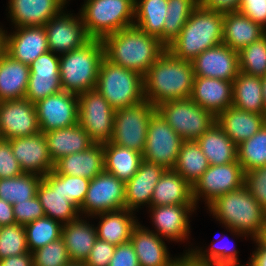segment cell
I'll return each instance as SVG.
<instances>
[{
	"label": "cell",
	"mask_w": 266,
	"mask_h": 266,
	"mask_svg": "<svg viewBox=\"0 0 266 266\" xmlns=\"http://www.w3.org/2000/svg\"><path fill=\"white\" fill-rule=\"evenodd\" d=\"M30 252L25 226L19 224L0 227V259Z\"/></svg>",
	"instance_id": "46"
},
{
	"label": "cell",
	"mask_w": 266,
	"mask_h": 266,
	"mask_svg": "<svg viewBox=\"0 0 266 266\" xmlns=\"http://www.w3.org/2000/svg\"><path fill=\"white\" fill-rule=\"evenodd\" d=\"M95 89L115 110L145 100L143 75L112 63L105 56L99 66Z\"/></svg>",
	"instance_id": "6"
},
{
	"label": "cell",
	"mask_w": 266,
	"mask_h": 266,
	"mask_svg": "<svg viewBox=\"0 0 266 266\" xmlns=\"http://www.w3.org/2000/svg\"><path fill=\"white\" fill-rule=\"evenodd\" d=\"M216 123L238 146L262 128L266 123V114L248 112L230 106L216 116Z\"/></svg>",
	"instance_id": "27"
},
{
	"label": "cell",
	"mask_w": 266,
	"mask_h": 266,
	"mask_svg": "<svg viewBox=\"0 0 266 266\" xmlns=\"http://www.w3.org/2000/svg\"><path fill=\"white\" fill-rule=\"evenodd\" d=\"M266 34V29L239 11L224 13L222 43L239 52Z\"/></svg>",
	"instance_id": "29"
},
{
	"label": "cell",
	"mask_w": 266,
	"mask_h": 266,
	"mask_svg": "<svg viewBox=\"0 0 266 266\" xmlns=\"http://www.w3.org/2000/svg\"><path fill=\"white\" fill-rule=\"evenodd\" d=\"M0 266H33L32 253L27 252L0 259Z\"/></svg>",
	"instance_id": "56"
},
{
	"label": "cell",
	"mask_w": 266,
	"mask_h": 266,
	"mask_svg": "<svg viewBox=\"0 0 266 266\" xmlns=\"http://www.w3.org/2000/svg\"><path fill=\"white\" fill-rule=\"evenodd\" d=\"M30 77L25 94L31 103L62 91L59 74V55L48 51L30 65Z\"/></svg>",
	"instance_id": "18"
},
{
	"label": "cell",
	"mask_w": 266,
	"mask_h": 266,
	"mask_svg": "<svg viewBox=\"0 0 266 266\" xmlns=\"http://www.w3.org/2000/svg\"><path fill=\"white\" fill-rule=\"evenodd\" d=\"M33 266H67L72 263L61 238L32 252Z\"/></svg>",
	"instance_id": "47"
},
{
	"label": "cell",
	"mask_w": 266,
	"mask_h": 266,
	"mask_svg": "<svg viewBox=\"0 0 266 266\" xmlns=\"http://www.w3.org/2000/svg\"><path fill=\"white\" fill-rule=\"evenodd\" d=\"M174 266H213L208 263L198 262L190 253H185L181 257H178Z\"/></svg>",
	"instance_id": "59"
},
{
	"label": "cell",
	"mask_w": 266,
	"mask_h": 266,
	"mask_svg": "<svg viewBox=\"0 0 266 266\" xmlns=\"http://www.w3.org/2000/svg\"><path fill=\"white\" fill-rule=\"evenodd\" d=\"M156 111L184 141H196L216 122L210 111L191 98L163 102L156 106Z\"/></svg>",
	"instance_id": "8"
},
{
	"label": "cell",
	"mask_w": 266,
	"mask_h": 266,
	"mask_svg": "<svg viewBox=\"0 0 266 266\" xmlns=\"http://www.w3.org/2000/svg\"><path fill=\"white\" fill-rule=\"evenodd\" d=\"M238 11L266 29V0H242Z\"/></svg>",
	"instance_id": "53"
},
{
	"label": "cell",
	"mask_w": 266,
	"mask_h": 266,
	"mask_svg": "<svg viewBox=\"0 0 266 266\" xmlns=\"http://www.w3.org/2000/svg\"><path fill=\"white\" fill-rule=\"evenodd\" d=\"M261 81H262L263 102H264L265 111H266V75L261 77Z\"/></svg>",
	"instance_id": "60"
},
{
	"label": "cell",
	"mask_w": 266,
	"mask_h": 266,
	"mask_svg": "<svg viewBox=\"0 0 266 266\" xmlns=\"http://www.w3.org/2000/svg\"><path fill=\"white\" fill-rule=\"evenodd\" d=\"M81 218L63 224L61 235L71 261L76 263L85 262L98 238L96 227Z\"/></svg>",
	"instance_id": "32"
},
{
	"label": "cell",
	"mask_w": 266,
	"mask_h": 266,
	"mask_svg": "<svg viewBox=\"0 0 266 266\" xmlns=\"http://www.w3.org/2000/svg\"><path fill=\"white\" fill-rule=\"evenodd\" d=\"M90 179L61 174V193L78 209L85 199Z\"/></svg>",
	"instance_id": "48"
},
{
	"label": "cell",
	"mask_w": 266,
	"mask_h": 266,
	"mask_svg": "<svg viewBox=\"0 0 266 266\" xmlns=\"http://www.w3.org/2000/svg\"><path fill=\"white\" fill-rule=\"evenodd\" d=\"M30 68L0 51V102L23 99L27 92Z\"/></svg>",
	"instance_id": "30"
},
{
	"label": "cell",
	"mask_w": 266,
	"mask_h": 266,
	"mask_svg": "<svg viewBox=\"0 0 266 266\" xmlns=\"http://www.w3.org/2000/svg\"><path fill=\"white\" fill-rule=\"evenodd\" d=\"M165 170L161 165L143 160L136 174L125 183V209L135 212L147 204L149 208L155 186Z\"/></svg>",
	"instance_id": "25"
},
{
	"label": "cell",
	"mask_w": 266,
	"mask_h": 266,
	"mask_svg": "<svg viewBox=\"0 0 266 266\" xmlns=\"http://www.w3.org/2000/svg\"><path fill=\"white\" fill-rule=\"evenodd\" d=\"M237 161L244 172L266 165V123L252 137L237 146Z\"/></svg>",
	"instance_id": "42"
},
{
	"label": "cell",
	"mask_w": 266,
	"mask_h": 266,
	"mask_svg": "<svg viewBox=\"0 0 266 266\" xmlns=\"http://www.w3.org/2000/svg\"><path fill=\"white\" fill-rule=\"evenodd\" d=\"M135 0H86L80 16L92 39L105 36L134 25Z\"/></svg>",
	"instance_id": "7"
},
{
	"label": "cell",
	"mask_w": 266,
	"mask_h": 266,
	"mask_svg": "<svg viewBox=\"0 0 266 266\" xmlns=\"http://www.w3.org/2000/svg\"><path fill=\"white\" fill-rule=\"evenodd\" d=\"M57 174L93 179L105 171L102 143H95L89 149L64 156L54 163Z\"/></svg>",
	"instance_id": "28"
},
{
	"label": "cell",
	"mask_w": 266,
	"mask_h": 266,
	"mask_svg": "<svg viewBox=\"0 0 266 266\" xmlns=\"http://www.w3.org/2000/svg\"><path fill=\"white\" fill-rule=\"evenodd\" d=\"M16 224L13 205L0 199V226Z\"/></svg>",
	"instance_id": "57"
},
{
	"label": "cell",
	"mask_w": 266,
	"mask_h": 266,
	"mask_svg": "<svg viewBox=\"0 0 266 266\" xmlns=\"http://www.w3.org/2000/svg\"><path fill=\"white\" fill-rule=\"evenodd\" d=\"M103 57L102 39H91L81 48L60 55L59 74L62 90L80 94L95 89Z\"/></svg>",
	"instance_id": "5"
},
{
	"label": "cell",
	"mask_w": 266,
	"mask_h": 266,
	"mask_svg": "<svg viewBox=\"0 0 266 266\" xmlns=\"http://www.w3.org/2000/svg\"><path fill=\"white\" fill-rule=\"evenodd\" d=\"M7 34L3 29L2 49L13 59L30 65L37 57L49 51L44 26L15 27Z\"/></svg>",
	"instance_id": "17"
},
{
	"label": "cell",
	"mask_w": 266,
	"mask_h": 266,
	"mask_svg": "<svg viewBox=\"0 0 266 266\" xmlns=\"http://www.w3.org/2000/svg\"><path fill=\"white\" fill-rule=\"evenodd\" d=\"M244 185L255 200L266 210V165L245 172Z\"/></svg>",
	"instance_id": "49"
},
{
	"label": "cell",
	"mask_w": 266,
	"mask_h": 266,
	"mask_svg": "<svg viewBox=\"0 0 266 266\" xmlns=\"http://www.w3.org/2000/svg\"><path fill=\"white\" fill-rule=\"evenodd\" d=\"M14 157L23 173H33L44 177L54 169L48 152L44 133L9 139Z\"/></svg>",
	"instance_id": "19"
},
{
	"label": "cell",
	"mask_w": 266,
	"mask_h": 266,
	"mask_svg": "<svg viewBox=\"0 0 266 266\" xmlns=\"http://www.w3.org/2000/svg\"><path fill=\"white\" fill-rule=\"evenodd\" d=\"M40 132L78 124V94L61 91L35 103Z\"/></svg>",
	"instance_id": "15"
},
{
	"label": "cell",
	"mask_w": 266,
	"mask_h": 266,
	"mask_svg": "<svg viewBox=\"0 0 266 266\" xmlns=\"http://www.w3.org/2000/svg\"><path fill=\"white\" fill-rule=\"evenodd\" d=\"M0 131L5 140L40 132L35 104L26 98L0 102Z\"/></svg>",
	"instance_id": "16"
},
{
	"label": "cell",
	"mask_w": 266,
	"mask_h": 266,
	"mask_svg": "<svg viewBox=\"0 0 266 266\" xmlns=\"http://www.w3.org/2000/svg\"><path fill=\"white\" fill-rule=\"evenodd\" d=\"M242 0H199V5L209 11L220 13L236 12Z\"/></svg>",
	"instance_id": "55"
},
{
	"label": "cell",
	"mask_w": 266,
	"mask_h": 266,
	"mask_svg": "<svg viewBox=\"0 0 266 266\" xmlns=\"http://www.w3.org/2000/svg\"><path fill=\"white\" fill-rule=\"evenodd\" d=\"M193 80L192 62L177 58L166 50L143 76L144 98L155 107L170 100L188 99Z\"/></svg>",
	"instance_id": "1"
},
{
	"label": "cell",
	"mask_w": 266,
	"mask_h": 266,
	"mask_svg": "<svg viewBox=\"0 0 266 266\" xmlns=\"http://www.w3.org/2000/svg\"><path fill=\"white\" fill-rule=\"evenodd\" d=\"M183 141L156 111L148 124L143 160L173 169Z\"/></svg>",
	"instance_id": "11"
},
{
	"label": "cell",
	"mask_w": 266,
	"mask_h": 266,
	"mask_svg": "<svg viewBox=\"0 0 266 266\" xmlns=\"http://www.w3.org/2000/svg\"><path fill=\"white\" fill-rule=\"evenodd\" d=\"M143 227L138 223L133 228L130 238L139 266H174L178 257H170L162 237Z\"/></svg>",
	"instance_id": "26"
},
{
	"label": "cell",
	"mask_w": 266,
	"mask_h": 266,
	"mask_svg": "<svg viewBox=\"0 0 266 266\" xmlns=\"http://www.w3.org/2000/svg\"><path fill=\"white\" fill-rule=\"evenodd\" d=\"M44 27L49 51L59 56L81 48L92 39L80 14L77 16L62 11L51 18Z\"/></svg>",
	"instance_id": "14"
},
{
	"label": "cell",
	"mask_w": 266,
	"mask_h": 266,
	"mask_svg": "<svg viewBox=\"0 0 266 266\" xmlns=\"http://www.w3.org/2000/svg\"><path fill=\"white\" fill-rule=\"evenodd\" d=\"M156 107L148 100L117 109L114 116L111 143L144 152L147 128Z\"/></svg>",
	"instance_id": "9"
},
{
	"label": "cell",
	"mask_w": 266,
	"mask_h": 266,
	"mask_svg": "<svg viewBox=\"0 0 266 266\" xmlns=\"http://www.w3.org/2000/svg\"><path fill=\"white\" fill-rule=\"evenodd\" d=\"M23 174L14 157L9 140H0V179L17 177Z\"/></svg>",
	"instance_id": "51"
},
{
	"label": "cell",
	"mask_w": 266,
	"mask_h": 266,
	"mask_svg": "<svg viewBox=\"0 0 266 266\" xmlns=\"http://www.w3.org/2000/svg\"><path fill=\"white\" fill-rule=\"evenodd\" d=\"M13 212L16 223L23 226L45 216L37 196L30 200L13 204Z\"/></svg>",
	"instance_id": "50"
},
{
	"label": "cell",
	"mask_w": 266,
	"mask_h": 266,
	"mask_svg": "<svg viewBox=\"0 0 266 266\" xmlns=\"http://www.w3.org/2000/svg\"><path fill=\"white\" fill-rule=\"evenodd\" d=\"M135 212L128 209L105 212L94 217H99L97 237L112 245H120L130 241L133 228L139 223L133 216Z\"/></svg>",
	"instance_id": "34"
},
{
	"label": "cell",
	"mask_w": 266,
	"mask_h": 266,
	"mask_svg": "<svg viewBox=\"0 0 266 266\" xmlns=\"http://www.w3.org/2000/svg\"><path fill=\"white\" fill-rule=\"evenodd\" d=\"M43 177L33 173L0 179V199L11 205L32 199L37 195V188Z\"/></svg>",
	"instance_id": "40"
},
{
	"label": "cell",
	"mask_w": 266,
	"mask_h": 266,
	"mask_svg": "<svg viewBox=\"0 0 266 266\" xmlns=\"http://www.w3.org/2000/svg\"><path fill=\"white\" fill-rule=\"evenodd\" d=\"M229 242L230 240L222 246L212 242L210 249H207L208 251L206 249L202 251V248L193 250L189 248L188 252L185 253H190L198 262L212 264L213 266L238 265L240 264L238 251Z\"/></svg>",
	"instance_id": "45"
},
{
	"label": "cell",
	"mask_w": 266,
	"mask_h": 266,
	"mask_svg": "<svg viewBox=\"0 0 266 266\" xmlns=\"http://www.w3.org/2000/svg\"><path fill=\"white\" fill-rule=\"evenodd\" d=\"M78 124L95 143L110 142L113 137L115 109L96 90L78 94Z\"/></svg>",
	"instance_id": "10"
},
{
	"label": "cell",
	"mask_w": 266,
	"mask_h": 266,
	"mask_svg": "<svg viewBox=\"0 0 266 266\" xmlns=\"http://www.w3.org/2000/svg\"><path fill=\"white\" fill-rule=\"evenodd\" d=\"M256 243V250L252 253L249 261L250 266H266V246L259 240H253Z\"/></svg>",
	"instance_id": "58"
},
{
	"label": "cell",
	"mask_w": 266,
	"mask_h": 266,
	"mask_svg": "<svg viewBox=\"0 0 266 266\" xmlns=\"http://www.w3.org/2000/svg\"><path fill=\"white\" fill-rule=\"evenodd\" d=\"M44 137L53 163L64 156L85 151L95 144L79 124L49 131L44 133Z\"/></svg>",
	"instance_id": "31"
},
{
	"label": "cell",
	"mask_w": 266,
	"mask_h": 266,
	"mask_svg": "<svg viewBox=\"0 0 266 266\" xmlns=\"http://www.w3.org/2000/svg\"><path fill=\"white\" fill-rule=\"evenodd\" d=\"M105 172L110 173L125 183L138 171L142 153L111 142L103 143Z\"/></svg>",
	"instance_id": "35"
},
{
	"label": "cell",
	"mask_w": 266,
	"mask_h": 266,
	"mask_svg": "<svg viewBox=\"0 0 266 266\" xmlns=\"http://www.w3.org/2000/svg\"><path fill=\"white\" fill-rule=\"evenodd\" d=\"M36 196L46 217L66 224L80 216L79 209L61 193V174L53 170L39 183Z\"/></svg>",
	"instance_id": "22"
},
{
	"label": "cell",
	"mask_w": 266,
	"mask_h": 266,
	"mask_svg": "<svg viewBox=\"0 0 266 266\" xmlns=\"http://www.w3.org/2000/svg\"><path fill=\"white\" fill-rule=\"evenodd\" d=\"M232 106L258 114H266L261 77L239 72L233 80Z\"/></svg>",
	"instance_id": "37"
},
{
	"label": "cell",
	"mask_w": 266,
	"mask_h": 266,
	"mask_svg": "<svg viewBox=\"0 0 266 266\" xmlns=\"http://www.w3.org/2000/svg\"><path fill=\"white\" fill-rule=\"evenodd\" d=\"M210 166L197 141H183L173 170L193 186Z\"/></svg>",
	"instance_id": "39"
},
{
	"label": "cell",
	"mask_w": 266,
	"mask_h": 266,
	"mask_svg": "<svg viewBox=\"0 0 266 266\" xmlns=\"http://www.w3.org/2000/svg\"><path fill=\"white\" fill-rule=\"evenodd\" d=\"M196 207V204L150 206L152 224L156 229L151 231L166 240L182 242L189 239V216Z\"/></svg>",
	"instance_id": "21"
},
{
	"label": "cell",
	"mask_w": 266,
	"mask_h": 266,
	"mask_svg": "<svg viewBox=\"0 0 266 266\" xmlns=\"http://www.w3.org/2000/svg\"><path fill=\"white\" fill-rule=\"evenodd\" d=\"M122 209H125V182L104 171L90 180L79 214L94 218L101 213Z\"/></svg>",
	"instance_id": "12"
},
{
	"label": "cell",
	"mask_w": 266,
	"mask_h": 266,
	"mask_svg": "<svg viewBox=\"0 0 266 266\" xmlns=\"http://www.w3.org/2000/svg\"><path fill=\"white\" fill-rule=\"evenodd\" d=\"M109 266H139L137 255L130 241L116 246Z\"/></svg>",
	"instance_id": "54"
},
{
	"label": "cell",
	"mask_w": 266,
	"mask_h": 266,
	"mask_svg": "<svg viewBox=\"0 0 266 266\" xmlns=\"http://www.w3.org/2000/svg\"><path fill=\"white\" fill-rule=\"evenodd\" d=\"M102 42L109 61L143 76L167 50L158 38L134 25L105 36Z\"/></svg>",
	"instance_id": "2"
},
{
	"label": "cell",
	"mask_w": 266,
	"mask_h": 266,
	"mask_svg": "<svg viewBox=\"0 0 266 266\" xmlns=\"http://www.w3.org/2000/svg\"><path fill=\"white\" fill-rule=\"evenodd\" d=\"M247 265H241V264H238V265H231V266H250L249 263H246Z\"/></svg>",
	"instance_id": "64"
},
{
	"label": "cell",
	"mask_w": 266,
	"mask_h": 266,
	"mask_svg": "<svg viewBox=\"0 0 266 266\" xmlns=\"http://www.w3.org/2000/svg\"><path fill=\"white\" fill-rule=\"evenodd\" d=\"M210 165L237 161V146L215 122L196 140Z\"/></svg>",
	"instance_id": "36"
},
{
	"label": "cell",
	"mask_w": 266,
	"mask_h": 266,
	"mask_svg": "<svg viewBox=\"0 0 266 266\" xmlns=\"http://www.w3.org/2000/svg\"><path fill=\"white\" fill-rule=\"evenodd\" d=\"M223 19V13L209 11L199 5L167 50L177 58L192 62L206 49L222 44Z\"/></svg>",
	"instance_id": "4"
},
{
	"label": "cell",
	"mask_w": 266,
	"mask_h": 266,
	"mask_svg": "<svg viewBox=\"0 0 266 266\" xmlns=\"http://www.w3.org/2000/svg\"><path fill=\"white\" fill-rule=\"evenodd\" d=\"M194 76L233 81L240 72L238 52L225 44L206 49L193 61Z\"/></svg>",
	"instance_id": "20"
},
{
	"label": "cell",
	"mask_w": 266,
	"mask_h": 266,
	"mask_svg": "<svg viewBox=\"0 0 266 266\" xmlns=\"http://www.w3.org/2000/svg\"><path fill=\"white\" fill-rule=\"evenodd\" d=\"M2 45H3V28L1 26L0 27V51L2 50Z\"/></svg>",
	"instance_id": "62"
},
{
	"label": "cell",
	"mask_w": 266,
	"mask_h": 266,
	"mask_svg": "<svg viewBox=\"0 0 266 266\" xmlns=\"http://www.w3.org/2000/svg\"><path fill=\"white\" fill-rule=\"evenodd\" d=\"M168 0H135L134 26L163 42Z\"/></svg>",
	"instance_id": "38"
},
{
	"label": "cell",
	"mask_w": 266,
	"mask_h": 266,
	"mask_svg": "<svg viewBox=\"0 0 266 266\" xmlns=\"http://www.w3.org/2000/svg\"><path fill=\"white\" fill-rule=\"evenodd\" d=\"M9 18L15 27L44 26L61 13L67 0H9Z\"/></svg>",
	"instance_id": "23"
},
{
	"label": "cell",
	"mask_w": 266,
	"mask_h": 266,
	"mask_svg": "<svg viewBox=\"0 0 266 266\" xmlns=\"http://www.w3.org/2000/svg\"><path fill=\"white\" fill-rule=\"evenodd\" d=\"M208 210L233 235L258 239L266 225V210L245 185L218 197L208 206Z\"/></svg>",
	"instance_id": "3"
},
{
	"label": "cell",
	"mask_w": 266,
	"mask_h": 266,
	"mask_svg": "<svg viewBox=\"0 0 266 266\" xmlns=\"http://www.w3.org/2000/svg\"><path fill=\"white\" fill-rule=\"evenodd\" d=\"M195 204L192 186L175 170L166 169L157 182L150 206Z\"/></svg>",
	"instance_id": "33"
},
{
	"label": "cell",
	"mask_w": 266,
	"mask_h": 266,
	"mask_svg": "<svg viewBox=\"0 0 266 266\" xmlns=\"http://www.w3.org/2000/svg\"><path fill=\"white\" fill-rule=\"evenodd\" d=\"M245 172L238 161L224 165H210L192 186L193 200L200 197L208 207L218 197L237 190L244 185Z\"/></svg>",
	"instance_id": "13"
},
{
	"label": "cell",
	"mask_w": 266,
	"mask_h": 266,
	"mask_svg": "<svg viewBox=\"0 0 266 266\" xmlns=\"http://www.w3.org/2000/svg\"><path fill=\"white\" fill-rule=\"evenodd\" d=\"M116 246L97 238L88 258L83 263L85 266H109Z\"/></svg>",
	"instance_id": "52"
},
{
	"label": "cell",
	"mask_w": 266,
	"mask_h": 266,
	"mask_svg": "<svg viewBox=\"0 0 266 266\" xmlns=\"http://www.w3.org/2000/svg\"><path fill=\"white\" fill-rule=\"evenodd\" d=\"M266 246V225L262 230V234L258 238Z\"/></svg>",
	"instance_id": "61"
},
{
	"label": "cell",
	"mask_w": 266,
	"mask_h": 266,
	"mask_svg": "<svg viewBox=\"0 0 266 266\" xmlns=\"http://www.w3.org/2000/svg\"><path fill=\"white\" fill-rule=\"evenodd\" d=\"M62 227L61 222L46 216L26 224V239L29 251L32 253L36 249L61 238Z\"/></svg>",
	"instance_id": "43"
},
{
	"label": "cell",
	"mask_w": 266,
	"mask_h": 266,
	"mask_svg": "<svg viewBox=\"0 0 266 266\" xmlns=\"http://www.w3.org/2000/svg\"><path fill=\"white\" fill-rule=\"evenodd\" d=\"M199 0H168L163 26V43L168 46L181 32Z\"/></svg>",
	"instance_id": "41"
},
{
	"label": "cell",
	"mask_w": 266,
	"mask_h": 266,
	"mask_svg": "<svg viewBox=\"0 0 266 266\" xmlns=\"http://www.w3.org/2000/svg\"><path fill=\"white\" fill-rule=\"evenodd\" d=\"M67 266H85V265L83 263L72 262L71 264H69Z\"/></svg>",
	"instance_id": "63"
},
{
	"label": "cell",
	"mask_w": 266,
	"mask_h": 266,
	"mask_svg": "<svg viewBox=\"0 0 266 266\" xmlns=\"http://www.w3.org/2000/svg\"><path fill=\"white\" fill-rule=\"evenodd\" d=\"M239 69L247 75H266V34L242 48L239 52Z\"/></svg>",
	"instance_id": "44"
},
{
	"label": "cell",
	"mask_w": 266,
	"mask_h": 266,
	"mask_svg": "<svg viewBox=\"0 0 266 266\" xmlns=\"http://www.w3.org/2000/svg\"><path fill=\"white\" fill-rule=\"evenodd\" d=\"M233 81L194 76L191 99L215 117L232 106Z\"/></svg>",
	"instance_id": "24"
}]
</instances>
